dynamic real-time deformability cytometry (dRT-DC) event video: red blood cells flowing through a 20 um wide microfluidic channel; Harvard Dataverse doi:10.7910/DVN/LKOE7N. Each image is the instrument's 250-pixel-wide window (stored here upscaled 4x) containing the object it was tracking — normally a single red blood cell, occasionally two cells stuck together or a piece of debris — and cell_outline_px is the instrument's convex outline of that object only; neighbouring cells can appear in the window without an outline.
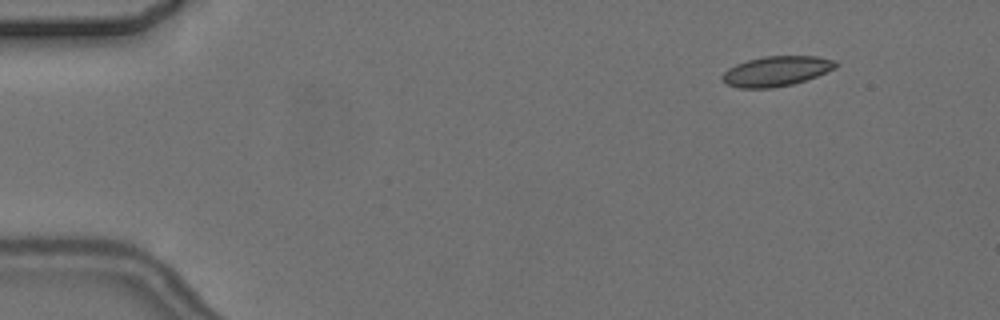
{"species": "common noctule bat (a hibernating species)", "species_latin": "Nyctalus noctula", "temperature_condition": "cold", "stored_images_in_passage": 4, "camera_frame_rate_fps": 3000, "um_per_image_px": 0.085, "animal": {"sex": "female", "body_mass_g": 24.6, "forearm_length_mm": 56.2}, "frame": {"image": 1, "passage_image": 1, "time_ms": 0.0, "image_size_px": [1000, 320], "cell_outline_px": [[840, 64], [836, 68], [816, 76], [792, 84], [772, 88], [736, 88], [720, 80], [720, 76], [728, 68], [736, 64], [748, 60], [764, 56], [816, 56], [836, 60]], "centroid_in_image_um": [65.98, 6.04], "position_along_channel_um": 19.0, "area_um2": 19.94}}